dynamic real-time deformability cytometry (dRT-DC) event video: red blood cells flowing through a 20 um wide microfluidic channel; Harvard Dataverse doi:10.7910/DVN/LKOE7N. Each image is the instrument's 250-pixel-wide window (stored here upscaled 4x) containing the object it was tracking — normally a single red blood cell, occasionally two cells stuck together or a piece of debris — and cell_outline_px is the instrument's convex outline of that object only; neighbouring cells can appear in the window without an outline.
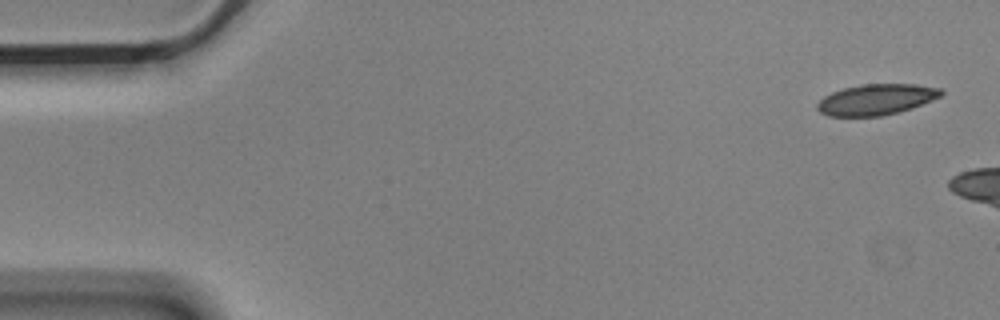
{"species": "Egyptian fruit bat (a non-hibernating species)", "species_latin": "Rousettus aegyptiacus", "temperature_condition": "cold", "stored_images_in_passage": 3, "camera_frame_rate_fps": 3000, "um_per_image_px": 0.085, "animal": {"sex": "male"}, "frame": {"image": 1, "passage_image": 1, "time_ms": 0.0, "image_size_px": [1000, 320], "cell_outline_px": [[944, 92], [940, 96], [932, 100], [912, 108], [900, 112], [880, 116], [828, 116], [820, 112], [816, 108], [816, 104], [824, 96], [832, 92], [844, 88], [860, 84], [916, 84], [940, 88]], "centroid_in_image_um": [74.47, 8.46], "position_along_channel_um": 10.5, "area_um2": 22.31}}